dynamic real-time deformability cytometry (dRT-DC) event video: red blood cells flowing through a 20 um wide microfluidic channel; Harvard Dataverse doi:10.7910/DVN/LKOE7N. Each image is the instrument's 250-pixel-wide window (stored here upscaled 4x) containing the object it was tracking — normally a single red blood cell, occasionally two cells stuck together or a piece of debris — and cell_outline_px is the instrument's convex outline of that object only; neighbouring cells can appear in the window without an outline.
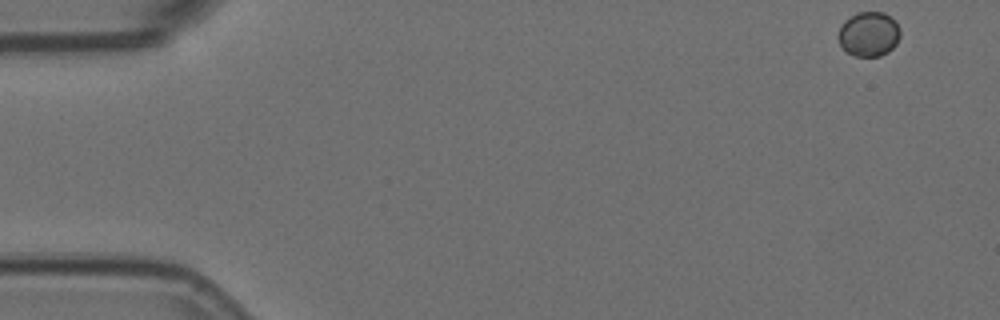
{"species": "Egyptian fruit bat (a non-hibernating species)", "species_latin": "Rousettus aegyptiacus", "temperature_condition": "room temperature", "stored_images_in_passage": 4, "camera_frame_rate_fps": 3000, "um_per_image_px": 0.085, "animal": {"sex": "female"}, "frame": {"image": 1, "passage_image": 1, "time_ms": 0.0, "image_size_px": [1000, 320], "cell_outline_px": [[900, 36], [896, 44], [888, 52], [880, 56], [856, 56], [848, 52], [840, 44], [836, 36], [844, 20], [856, 12], [884, 12], [892, 16], [896, 20], [900, 28]], "centroid_in_image_um": [73.86, 2.87], "position_along_channel_um": 11.1, "area_um2": 16.36}}
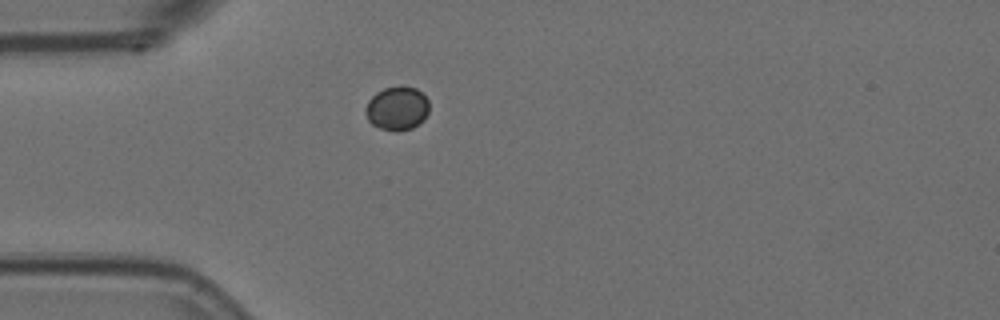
{"frame": {"image": 2, "passage_image": 4, "time_ms": 1.0, "image_size_px": [1000, 320], "cell_outline_px": [[428, 112], [424, 120], [412, 128], [396, 132], [380, 128], [372, 124], [368, 120], [364, 112], [364, 108], [368, 100], [376, 92], [384, 88], [400, 84], [416, 88], [428, 100]], "centroid_in_image_um": [33.73, 9.19], "position_along_channel_um": 51.3, "area_um2": 16.53}}